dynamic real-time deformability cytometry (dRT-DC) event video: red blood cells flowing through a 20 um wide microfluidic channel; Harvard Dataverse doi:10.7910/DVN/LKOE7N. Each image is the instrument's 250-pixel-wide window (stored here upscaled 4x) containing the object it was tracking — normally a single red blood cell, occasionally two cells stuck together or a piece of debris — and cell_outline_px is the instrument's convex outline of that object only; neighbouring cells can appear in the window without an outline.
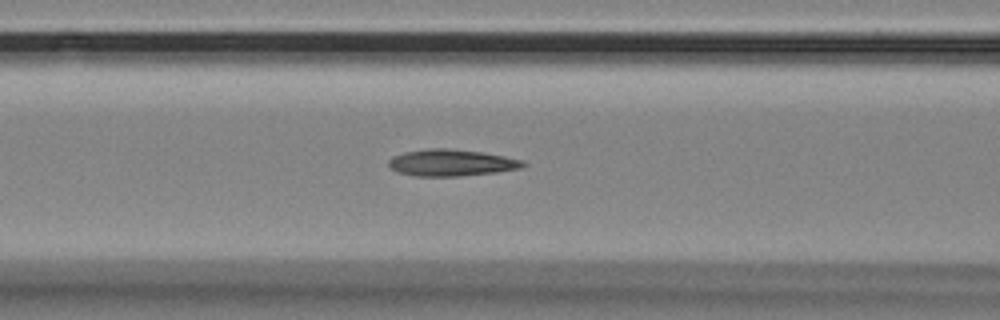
{"species": "Egyptian fruit bat (a non-hibernating species)", "species_latin": "Rousettus aegyptiacus", "temperature_condition": "room temperature", "stored_images_in_passage": 41, "camera_frame_rate_fps": 3000, "um_per_image_px": 0.085, "animal": {"sex": "female"}, "frame": {"image": 1, "passage_image": 13, "time_ms": 4.0, "image_size_px": [1000, 320], "cell_outline_px": [[528, 164], [520, 168], [496, 172], [460, 176], [416, 176], [400, 172], [392, 168], [388, 164], [388, 160], [392, 156], [404, 152], [428, 148], [448, 148], [480, 152], [504, 156], [524, 160]], "centroid_in_image_um": [38.37, 13.82], "position_along_channel_um": 128.2, "area_um2": 20.81}}
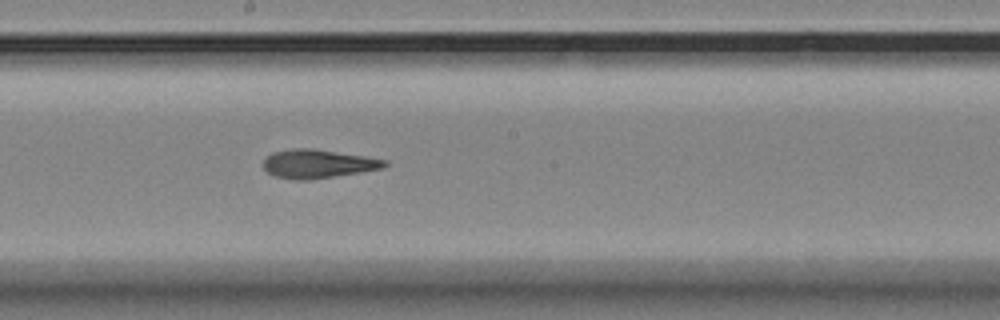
{"frame": {"image": 2, "passage_image": 21, "time_ms": 6.667, "image_size_px": [1000, 320], "cell_outline_px": [[388, 164], [384, 168], [360, 172], [308, 180], [296, 180], [276, 176], [268, 172], [264, 168], [264, 160], [272, 152], [292, 148], [312, 148], [364, 156], [388, 160]], "centroid_in_image_um": [27.03, 13.92], "position_along_channel_um": 221.2, "area_um2": 20.11}}
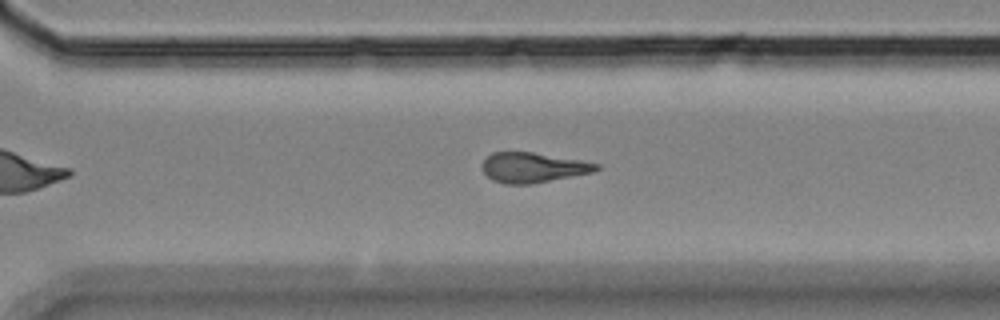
{"frame": {"image": 3, "passage_image": 30, "time_ms": 9.667, "image_size_px": [1000, 320], "cell_outline_px": [[600, 168], [592, 172], [532, 184], [504, 184], [492, 180], [484, 172], [484, 160], [492, 152], [532, 152], [580, 160], [600, 164]], "centroid_in_image_um": [45.31, 14.24], "position_along_channel_um": 325.3, "area_um2": 19.71}}